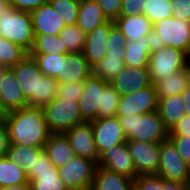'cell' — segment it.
<instances>
[{"label": "cell", "mask_w": 190, "mask_h": 190, "mask_svg": "<svg viewBox=\"0 0 190 190\" xmlns=\"http://www.w3.org/2000/svg\"><path fill=\"white\" fill-rule=\"evenodd\" d=\"M10 144L44 148L51 132L42 107H25L9 112L4 118Z\"/></svg>", "instance_id": "cell-1"}, {"label": "cell", "mask_w": 190, "mask_h": 190, "mask_svg": "<svg viewBox=\"0 0 190 190\" xmlns=\"http://www.w3.org/2000/svg\"><path fill=\"white\" fill-rule=\"evenodd\" d=\"M10 69L28 100V106L43 107L56 97L58 82L53 77L45 76L29 54Z\"/></svg>", "instance_id": "cell-2"}, {"label": "cell", "mask_w": 190, "mask_h": 190, "mask_svg": "<svg viewBox=\"0 0 190 190\" xmlns=\"http://www.w3.org/2000/svg\"><path fill=\"white\" fill-rule=\"evenodd\" d=\"M127 141L161 143L168 139L158 111L142 115L117 116Z\"/></svg>", "instance_id": "cell-3"}, {"label": "cell", "mask_w": 190, "mask_h": 190, "mask_svg": "<svg viewBox=\"0 0 190 190\" xmlns=\"http://www.w3.org/2000/svg\"><path fill=\"white\" fill-rule=\"evenodd\" d=\"M0 36L20 45L29 53L35 38L31 14L8 7L0 16Z\"/></svg>", "instance_id": "cell-4"}, {"label": "cell", "mask_w": 190, "mask_h": 190, "mask_svg": "<svg viewBox=\"0 0 190 190\" xmlns=\"http://www.w3.org/2000/svg\"><path fill=\"white\" fill-rule=\"evenodd\" d=\"M42 109L51 133H65L72 127L86 122L81 116L78 101L55 97Z\"/></svg>", "instance_id": "cell-5"}, {"label": "cell", "mask_w": 190, "mask_h": 190, "mask_svg": "<svg viewBox=\"0 0 190 190\" xmlns=\"http://www.w3.org/2000/svg\"><path fill=\"white\" fill-rule=\"evenodd\" d=\"M187 62L185 52L170 46H164L159 51L151 53L147 65L151 83L155 84L171 74L186 69Z\"/></svg>", "instance_id": "cell-6"}, {"label": "cell", "mask_w": 190, "mask_h": 190, "mask_svg": "<svg viewBox=\"0 0 190 190\" xmlns=\"http://www.w3.org/2000/svg\"><path fill=\"white\" fill-rule=\"evenodd\" d=\"M157 175L168 182L190 184V167L169 139L160 143Z\"/></svg>", "instance_id": "cell-7"}, {"label": "cell", "mask_w": 190, "mask_h": 190, "mask_svg": "<svg viewBox=\"0 0 190 190\" xmlns=\"http://www.w3.org/2000/svg\"><path fill=\"white\" fill-rule=\"evenodd\" d=\"M97 163L91 159L74 156L58 169V175L68 190H85L92 186Z\"/></svg>", "instance_id": "cell-8"}, {"label": "cell", "mask_w": 190, "mask_h": 190, "mask_svg": "<svg viewBox=\"0 0 190 190\" xmlns=\"http://www.w3.org/2000/svg\"><path fill=\"white\" fill-rule=\"evenodd\" d=\"M158 95L155 84L120 96L116 116L142 115L157 111Z\"/></svg>", "instance_id": "cell-9"}, {"label": "cell", "mask_w": 190, "mask_h": 190, "mask_svg": "<svg viewBox=\"0 0 190 190\" xmlns=\"http://www.w3.org/2000/svg\"><path fill=\"white\" fill-rule=\"evenodd\" d=\"M159 34L160 43L187 52L190 37V21L175 19L172 16L153 24Z\"/></svg>", "instance_id": "cell-10"}, {"label": "cell", "mask_w": 190, "mask_h": 190, "mask_svg": "<svg viewBox=\"0 0 190 190\" xmlns=\"http://www.w3.org/2000/svg\"><path fill=\"white\" fill-rule=\"evenodd\" d=\"M98 155L105 150L126 143L127 138L117 116L90 121Z\"/></svg>", "instance_id": "cell-11"}, {"label": "cell", "mask_w": 190, "mask_h": 190, "mask_svg": "<svg viewBox=\"0 0 190 190\" xmlns=\"http://www.w3.org/2000/svg\"><path fill=\"white\" fill-rule=\"evenodd\" d=\"M134 161L136 177L157 175L160 158V143L126 141Z\"/></svg>", "instance_id": "cell-12"}, {"label": "cell", "mask_w": 190, "mask_h": 190, "mask_svg": "<svg viewBox=\"0 0 190 190\" xmlns=\"http://www.w3.org/2000/svg\"><path fill=\"white\" fill-rule=\"evenodd\" d=\"M109 82L91 74L84 81V89L78 100L80 113L86 122L98 119V111L101 109L103 89Z\"/></svg>", "instance_id": "cell-13"}, {"label": "cell", "mask_w": 190, "mask_h": 190, "mask_svg": "<svg viewBox=\"0 0 190 190\" xmlns=\"http://www.w3.org/2000/svg\"><path fill=\"white\" fill-rule=\"evenodd\" d=\"M76 156L85 157L98 163L99 155L95 144L91 122H84L64 133Z\"/></svg>", "instance_id": "cell-14"}, {"label": "cell", "mask_w": 190, "mask_h": 190, "mask_svg": "<svg viewBox=\"0 0 190 190\" xmlns=\"http://www.w3.org/2000/svg\"><path fill=\"white\" fill-rule=\"evenodd\" d=\"M97 166L110 171L136 178L134 161L126 143L105 150L100 156Z\"/></svg>", "instance_id": "cell-15"}, {"label": "cell", "mask_w": 190, "mask_h": 190, "mask_svg": "<svg viewBox=\"0 0 190 190\" xmlns=\"http://www.w3.org/2000/svg\"><path fill=\"white\" fill-rule=\"evenodd\" d=\"M109 83L120 96H123L149 86L151 81L147 67L124 66Z\"/></svg>", "instance_id": "cell-16"}, {"label": "cell", "mask_w": 190, "mask_h": 190, "mask_svg": "<svg viewBox=\"0 0 190 190\" xmlns=\"http://www.w3.org/2000/svg\"><path fill=\"white\" fill-rule=\"evenodd\" d=\"M114 25V21L108 20L86 35L82 53L91 67L106 55L108 34Z\"/></svg>", "instance_id": "cell-17"}, {"label": "cell", "mask_w": 190, "mask_h": 190, "mask_svg": "<svg viewBox=\"0 0 190 190\" xmlns=\"http://www.w3.org/2000/svg\"><path fill=\"white\" fill-rule=\"evenodd\" d=\"M0 98L7 113L28 107V100L10 68L0 80Z\"/></svg>", "instance_id": "cell-18"}, {"label": "cell", "mask_w": 190, "mask_h": 190, "mask_svg": "<svg viewBox=\"0 0 190 190\" xmlns=\"http://www.w3.org/2000/svg\"><path fill=\"white\" fill-rule=\"evenodd\" d=\"M92 74V67L82 52L68 53L62 57L60 83L85 81Z\"/></svg>", "instance_id": "cell-19"}, {"label": "cell", "mask_w": 190, "mask_h": 190, "mask_svg": "<svg viewBox=\"0 0 190 190\" xmlns=\"http://www.w3.org/2000/svg\"><path fill=\"white\" fill-rule=\"evenodd\" d=\"M34 34L59 35L65 24L48 2L31 13Z\"/></svg>", "instance_id": "cell-20"}, {"label": "cell", "mask_w": 190, "mask_h": 190, "mask_svg": "<svg viewBox=\"0 0 190 190\" xmlns=\"http://www.w3.org/2000/svg\"><path fill=\"white\" fill-rule=\"evenodd\" d=\"M44 151L48 154L53 166L58 169L76 156L64 133H51L45 143Z\"/></svg>", "instance_id": "cell-21"}, {"label": "cell", "mask_w": 190, "mask_h": 190, "mask_svg": "<svg viewBox=\"0 0 190 190\" xmlns=\"http://www.w3.org/2000/svg\"><path fill=\"white\" fill-rule=\"evenodd\" d=\"M114 24L125 35L127 41H138L153 30V23L144 14L119 16Z\"/></svg>", "instance_id": "cell-22"}, {"label": "cell", "mask_w": 190, "mask_h": 190, "mask_svg": "<svg viewBox=\"0 0 190 190\" xmlns=\"http://www.w3.org/2000/svg\"><path fill=\"white\" fill-rule=\"evenodd\" d=\"M107 21L108 19L96 1L80 0L76 25L86 35Z\"/></svg>", "instance_id": "cell-23"}, {"label": "cell", "mask_w": 190, "mask_h": 190, "mask_svg": "<svg viewBox=\"0 0 190 190\" xmlns=\"http://www.w3.org/2000/svg\"><path fill=\"white\" fill-rule=\"evenodd\" d=\"M123 49H107L106 55L92 67V74L104 81L110 82L123 69Z\"/></svg>", "instance_id": "cell-24"}, {"label": "cell", "mask_w": 190, "mask_h": 190, "mask_svg": "<svg viewBox=\"0 0 190 190\" xmlns=\"http://www.w3.org/2000/svg\"><path fill=\"white\" fill-rule=\"evenodd\" d=\"M134 179L97 166L92 187L96 190H133Z\"/></svg>", "instance_id": "cell-25"}, {"label": "cell", "mask_w": 190, "mask_h": 190, "mask_svg": "<svg viewBox=\"0 0 190 190\" xmlns=\"http://www.w3.org/2000/svg\"><path fill=\"white\" fill-rule=\"evenodd\" d=\"M157 111L165 128L169 131L185 115L181 94L158 98Z\"/></svg>", "instance_id": "cell-26"}, {"label": "cell", "mask_w": 190, "mask_h": 190, "mask_svg": "<svg viewBox=\"0 0 190 190\" xmlns=\"http://www.w3.org/2000/svg\"><path fill=\"white\" fill-rule=\"evenodd\" d=\"M123 52L125 66L134 68L147 67L151 55L147 36H142L138 41H127Z\"/></svg>", "instance_id": "cell-27"}, {"label": "cell", "mask_w": 190, "mask_h": 190, "mask_svg": "<svg viewBox=\"0 0 190 190\" xmlns=\"http://www.w3.org/2000/svg\"><path fill=\"white\" fill-rule=\"evenodd\" d=\"M30 190H68L58 175V168L30 171L27 176Z\"/></svg>", "instance_id": "cell-28"}, {"label": "cell", "mask_w": 190, "mask_h": 190, "mask_svg": "<svg viewBox=\"0 0 190 190\" xmlns=\"http://www.w3.org/2000/svg\"><path fill=\"white\" fill-rule=\"evenodd\" d=\"M44 148L27 147L24 145L10 144L6 157L13 163L19 165L28 176L33 163Z\"/></svg>", "instance_id": "cell-29"}, {"label": "cell", "mask_w": 190, "mask_h": 190, "mask_svg": "<svg viewBox=\"0 0 190 190\" xmlns=\"http://www.w3.org/2000/svg\"><path fill=\"white\" fill-rule=\"evenodd\" d=\"M188 84V73L184 69L156 82L155 87L158 98H164L181 94Z\"/></svg>", "instance_id": "cell-30"}, {"label": "cell", "mask_w": 190, "mask_h": 190, "mask_svg": "<svg viewBox=\"0 0 190 190\" xmlns=\"http://www.w3.org/2000/svg\"><path fill=\"white\" fill-rule=\"evenodd\" d=\"M19 184H29L27 175L23 169L16 163L11 162L8 158H0V188L9 187Z\"/></svg>", "instance_id": "cell-31"}, {"label": "cell", "mask_w": 190, "mask_h": 190, "mask_svg": "<svg viewBox=\"0 0 190 190\" xmlns=\"http://www.w3.org/2000/svg\"><path fill=\"white\" fill-rule=\"evenodd\" d=\"M59 35L35 34L34 44L29 54H68Z\"/></svg>", "instance_id": "cell-32"}, {"label": "cell", "mask_w": 190, "mask_h": 190, "mask_svg": "<svg viewBox=\"0 0 190 190\" xmlns=\"http://www.w3.org/2000/svg\"><path fill=\"white\" fill-rule=\"evenodd\" d=\"M29 53L4 37L0 36V65L12 68L22 61Z\"/></svg>", "instance_id": "cell-33"}, {"label": "cell", "mask_w": 190, "mask_h": 190, "mask_svg": "<svg viewBox=\"0 0 190 190\" xmlns=\"http://www.w3.org/2000/svg\"><path fill=\"white\" fill-rule=\"evenodd\" d=\"M36 61L39 70L60 83V67L62 57L66 54H29Z\"/></svg>", "instance_id": "cell-34"}, {"label": "cell", "mask_w": 190, "mask_h": 190, "mask_svg": "<svg viewBox=\"0 0 190 190\" xmlns=\"http://www.w3.org/2000/svg\"><path fill=\"white\" fill-rule=\"evenodd\" d=\"M59 37L69 53L83 51L86 34L76 24L65 26Z\"/></svg>", "instance_id": "cell-35"}, {"label": "cell", "mask_w": 190, "mask_h": 190, "mask_svg": "<svg viewBox=\"0 0 190 190\" xmlns=\"http://www.w3.org/2000/svg\"><path fill=\"white\" fill-rule=\"evenodd\" d=\"M48 2L61 17L65 26L76 24L80 0H49Z\"/></svg>", "instance_id": "cell-36"}, {"label": "cell", "mask_w": 190, "mask_h": 190, "mask_svg": "<svg viewBox=\"0 0 190 190\" xmlns=\"http://www.w3.org/2000/svg\"><path fill=\"white\" fill-rule=\"evenodd\" d=\"M170 5V0H146L142 14L154 24L155 22L172 16Z\"/></svg>", "instance_id": "cell-37"}, {"label": "cell", "mask_w": 190, "mask_h": 190, "mask_svg": "<svg viewBox=\"0 0 190 190\" xmlns=\"http://www.w3.org/2000/svg\"><path fill=\"white\" fill-rule=\"evenodd\" d=\"M119 99V93L109 83L102 92L101 109L98 111V118L115 117Z\"/></svg>", "instance_id": "cell-38"}, {"label": "cell", "mask_w": 190, "mask_h": 190, "mask_svg": "<svg viewBox=\"0 0 190 190\" xmlns=\"http://www.w3.org/2000/svg\"><path fill=\"white\" fill-rule=\"evenodd\" d=\"M84 89V81L58 83L56 97L78 101Z\"/></svg>", "instance_id": "cell-39"}, {"label": "cell", "mask_w": 190, "mask_h": 190, "mask_svg": "<svg viewBox=\"0 0 190 190\" xmlns=\"http://www.w3.org/2000/svg\"><path fill=\"white\" fill-rule=\"evenodd\" d=\"M96 1L106 18L111 21H115L120 16L122 7V0H94Z\"/></svg>", "instance_id": "cell-40"}, {"label": "cell", "mask_w": 190, "mask_h": 190, "mask_svg": "<svg viewBox=\"0 0 190 190\" xmlns=\"http://www.w3.org/2000/svg\"><path fill=\"white\" fill-rule=\"evenodd\" d=\"M172 17L190 21V0H170Z\"/></svg>", "instance_id": "cell-41"}, {"label": "cell", "mask_w": 190, "mask_h": 190, "mask_svg": "<svg viewBox=\"0 0 190 190\" xmlns=\"http://www.w3.org/2000/svg\"><path fill=\"white\" fill-rule=\"evenodd\" d=\"M168 139L173 143L177 151L190 167V137L168 136Z\"/></svg>", "instance_id": "cell-42"}, {"label": "cell", "mask_w": 190, "mask_h": 190, "mask_svg": "<svg viewBox=\"0 0 190 190\" xmlns=\"http://www.w3.org/2000/svg\"><path fill=\"white\" fill-rule=\"evenodd\" d=\"M127 40L125 35L114 25L108 34V39L106 43L107 49L117 50L123 49Z\"/></svg>", "instance_id": "cell-43"}, {"label": "cell", "mask_w": 190, "mask_h": 190, "mask_svg": "<svg viewBox=\"0 0 190 190\" xmlns=\"http://www.w3.org/2000/svg\"><path fill=\"white\" fill-rule=\"evenodd\" d=\"M146 0H122L120 16H133L142 13Z\"/></svg>", "instance_id": "cell-44"}, {"label": "cell", "mask_w": 190, "mask_h": 190, "mask_svg": "<svg viewBox=\"0 0 190 190\" xmlns=\"http://www.w3.org/2000/svg\"><path fill=\"white\" fill-rule=\"evenodd\" d=\"M49 0H9L10 7L23 12L31 13L41 5L48 3Z\"/></svg>", "instance_id": "cell-45"}, {"label": "cell", "mask_w": 190, "mask_h": 190, "mask_svg": "<svg viewBox=\"0 0 190 190\" xmlns=\"http://www.w3.org/2000/svg\"><path fill=\"white\" fill-rule=\"evenodd\" d=\"M168 136L190 137V115L185 114L176 125L169 130Z\"/></svg>", "instance_id": "cell-46"}, {"label": "cell", "mask_w": 190, "mask_h": 190, "mask_svg": "<svg viewBox=\"0 0 190 190\" xmlns=\"http://www.w3.org/2000/svg\"><path fill=\"white\" fill-rule=\"evenodd\" d=\"M133 190H156V175L137 176L133 181Z\"/></svg>", "instance_id": "cell-47"}, {"label": "cell", "mask_w": 190, "mask_h": 190, "mask_svg": "<svg viewBox=\"0 0 190 190\" xmlns=\"http://www.w3.org/2000/svg\"><path fill=\"white\" fill-rule=\"evenodd\" d=\"M10 146V139L7 124L3 119H0V158L5 157Z\"/></svg>", "instance_id": "cell-48"}, {"label": "cell", "mask_w": 190, "mask_h": 190, "mask_svg": "<svg viewBox=\"0 0 190 190\" xmlns=\"http://www.w3.org/2000/svg\"><path fill=\"white\" fill-rule=\"evenodd\" d=\"M156 190H190V184L168 182L156 175Z\"/></svg>", "instance_id": "cell-49"}, {"label": "cell", "mask_w": 190, "mask_h": 190, "mask_svg": "<svg viewBox=\"0 0 190 190\" xmlns=\"http://www.w3.org/2000/svg\"><path fill=\"white\" fill-rule=\"evenodd\" d=\"M52 162L49 160L48 154L43 150L33 163L30 171H43L53 168Z\"/></svg>", "instance_id": "cell-50"}, {"label": "cell", "mask_w": 190, "mask_h": 190, "mask_svg": "<svg viewBox=\"0 0 190 190\" xmlns=\"http://www.w3.org/2000/svg\"><path fill=\"white\" fill-rule=\"evenodd\" d=\"M147 42L151 53L157 52L165 46L164 43H160L159 34L155 30L147 35Z\"/></svg>", "instance_id": "cell-51"}, {"label": "cell", "mask_w": 190, "mask_h": 190, "mask_svg": "<svg viewBox=\"0 0 190 190\" xmlns=\"http://www.w3.org/2000/svg\"><path fill=\"white\" fill-rule=\"evenodd\" d=\"M181 96L184 101L185 114L190 115V83L182 91Z\"/></svg>", "instance_id": "cell-52"}, {"label": "cell", "mask_w": 190, "mask_h": 190, "mask_svg": "<svg viewBox=\"0 0 190 190\" xmlns=\"http://www.w3.org/2000/svg\"><path fill=\"white\" fill-rule=\"evenodd\" d=\"M0 190H30L29 184H19L9 187H1Z\"/></svg>", "instance_id": "cell-53"}, {"label": "cell", "mask_w": 190, "mask_h": 190, "mask_svg": "<svg viewBox=\"0 0 190 190\" xmlns=\"http://www.w3.org/2000/svg\"><path fill=\"white\" fill-rule=\"evenodd\" d=\"M10 7L9 0H0V16Z\"/></svg>", "instance_id": "cell-54"}, {"label": "cell", "mask_w": 190, "mask_h": 190, "mask_svg": "<svg viewBox=\"0 0 190 190\" xmlns=\"http://www.w3.org/2000/svg\"><path fill=\"white\" fill-rule=\"evenodd\" d=\"M8 113L5 111L4 107H3V104H2V101H1V98H0V119H3L5 118V116L7 115Z\"/></svg>", "instance_id": "cell-55"}, {"label": "cell", "mask_w": 190, "mask_h": 190, "mask_svg": "<svg viewBox=\"0 0 190 190\" xmlns=\"http://www.w3.org/2000/svg\"><path fill=\"white\" fill-rule=\"evenodd\" d=\"M7 69H8L7 67L0 65V80Z\"/></svg>", "instance_id": "cell-56"}, {"label": "cell", "mask_w": 190, "mask_h": 190, "mask_svg": "<svg viewBox=\"0 0 190 190\" xmlns=\"http://www.w3.org/2000/svg\"><path fill=\"white\" fill-rule=\"evenodd\" d=\"M186 71L188 73V79H189V83H190V59H188V62L186 64Z\"/></svg>", "instance_id": "cell-57"}, {"label": "cell", "mask_w": 190, "mask_h": 190, "mask_svg": "<svg viewBox=\"0 0 190 190\" xmlns=\"http://www.w3.org/2000/svg\"><path fill=\"white\" fill-rule=\"evenodd\" d=\"M186 55H187L188 59H190V37H189L188 49H187Z\"/></svg>", "instance_id": "cell-58"}, {"label": "cell", "mask_w": 190, "mask_h": 190, "mask_svg": "<svg viewBox=\"0 0 190 190\" xmlns=\"http://www.w3.org/2000/svg\"><path fill=\"white\" fill-rule=\"evenodd\" d=\"M85 190H96V189L90 186V187H87Z\"/></svg>", "instance_id": "cell-59"}]
</instances>
